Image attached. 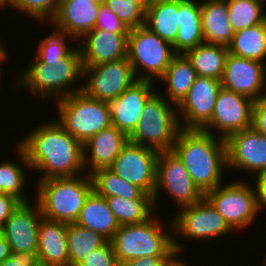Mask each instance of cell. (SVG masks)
I'll list each match as a JSON object with an SVG mask.
<instances>
[{
	"instance_id": "6da1fadb",
	"label": "cell",
	"mask_w": 266,
	"mask_h": 266,
	"mask_svg": "<svg viewBox=\"0 0 266 266\" xmlns=\"http://www.w3.org/2000/svg\"><path fill=\"white\" fill-rule=\"evenodd\" d=\"M19 140L31 172H43L37 181L86 174L83 144L56 120L43 121Z\"/></svg>"
},
{
	"instance_id": "7a4b0ae2",
	"label": "cell",
	"mask_w": 266,
	"mask_h": 266,
	"mask_svg": "<svg viewBox=\"0 0 266 266\" xmlns=\"http://www.w3.org/2000/svg\"><path fill=\"white\" fill-rule=\"evenodd\" d=\"M172 151L204 195L225 183L222 178L227 169L224 139L200 129H181Z\"/></svg>"
},
{
	"instance_id": "3957f363",
	"label": "cell",
	"mask_w": 266,
	"mask_h": 266,
	"mask_svg": "<svg viewBox=\"0 0 266 266\" xmlns=\"http://www.w3.org/2000/svg\"><path fill=\"white\" fill-rule=\"evenodd\" d=\"M30 60L21 75L14 78L13 89L24 88L23 91L31 92L42 103L50 97L57 101L82 90L83 66L79 47L57 66H49L36 56Z\"/></svg>"
},
{
	"instance_id": "277c9868",
	"label": "cell",
	"mask_w": 266,
	"mask_h": 266,
	"mask_svg": "<svg viewBox=\"0 0 266 266\" xmlns=\"http://www.w3.org/2000/svg\"><path fill=\"white\" fill-rule=\"evenodd\" d=\"M159 217L156 213L144 223L119 226L111 240L118 264L149 256L178 257L173 244L172 221L171 231H166Z\"/></svg>"
},
{
	"instance_id": "5b68a950",
	"label": "cell",
	"mask_w": 266,
	"mask_h": 266,
	"mask_svg": "<svg viewBox=\"0 0 266 266\" xmlns=\"http://www.w3.org/2000/svg\"><path fill=\"white\" fill-rule=\"evenodd\" d=\"M36 201L46 219L75 223L86 198L93 191L89 174L37 181Z\"/></svg>"
},
{
	"instance_id": "8992f818",
	"label": "cell",
	"mask_w": 266,
	"mask_h": 266,
	"mask_svg": "<svg viewBox=\"0 0 266 266\" xmlns=\"http://www.w3.org/2000/svg\"><path fill=\"white\" fill-rule=\"evenodd\" d=\"M181 130L176 105L158 90L148 99L129 141L157 151H171Z\"/></svg>"
},
{
	"instance_id": "52a82bcc",
	"label": "cell",
	"mask_w": 266,
	"mask_h": 266,
	"mask_svg": "<svg viewBox=\"0 0 266 266\" xmlns=\"http://www.w3.org/2000/svg\"><path fill=\"white\" fill-rule=\"evenodd\" d=\"M54 104L59 117L56 121L82 144L112 125L108 102L89 97L83 91L59 99Z\"/></svg>"
},
{
	"instance_id": "ba28073f",
	"label": "cell",
	"mask_w": 266,
	"mask_h": 266,
	"mask_svg": "<svg viewBox=\"0 0 266 266\" xmlns=\"http://www.w3.org/2000/svg\"><path fill=\"white\" fill-rule=\"evenodd\" d=\"M175 55L172 45L145 25L129 31L127 59L137 80H159Z\"/></svg>"
},
{
	"instance_id": "9c48e42d",
	"label": "cell",
	"mask_w": 266,
	"mask_h": 266,
	"mask_svg": "<svg viewBox=\"0 0 266 266\" xmlns=\"http://www.w3.org/2000/svg\"><path fill=\"white\" fill-rule=\"evenodd\" d=\"M172 217L173 219L170 221H172L173 226V244L179 256L182 255L181 252L185 248V245L179 241V237L184 238V240L190 238L194 241L205 240L207 242V239L209 241L210 239H218L233 232L224 218L205 197L196 204L180 208L175 217Z\"/></svg>"
},
{
	"instance_id": "30bf717a",
	"label": "cell",
	"mask_w": 266,
	"mask_h": 266,
	"mask_svg": "<svg viewBox=\"0 0 266 266\" xmlns=\"http://www.w3.org/2000/svg\"><path fill=\"white\" fill-rule=\"evenodd\" d=\"M249 183L245 180L232 181L204 195L233 231H242L253 225L260 213L255 186Z\"/></svg>"
},
{
	"instance_id": "8fae6325",
	"label": "cell",
	"mask_w": 266,
	"mask_h": 266,
	"mask_svg": "<svg viewBox=\"0 0 266 266\" xmlns=\"http://www.w3.org/2000/svg\"><path fill=\"white\" fill-rule=\"evenodd\" d=\"M160 190L173 198L176 207H186L196 204L204 198V194L193 182L191 175L178 156L171 151H160L157 160L156 185L153 199L156 211Z\"/></svg>"
},
{
	"instance_id": "7c38bea8",
	"label": "cell",
	"mask_w": 266,
	"mask_h": 266,
	"mask_svg": "<svg viewBox=\"0 0 266 266\" xmlns=\"http://www.w3.org/2000/svg\"><path fill=\"white\" fill-rule=\"evenodd\" d=\"M82 79L81 91L89 97L104 102L116 99L137 81L127 58L83 67Z\"/></svg>"
},
{
	"instance_id": "4fadbf2b",
	"label": "cell",
	"mask_w": 266,
	"mask_h": 266,
	"mask_svg": "<svg viewBox=\"0 0 266 266\" xmlns=\"http://www.w3.org/2000/svg\"><path fill=\"white\" fill-rule=\"evenodd\" d=\"M254 101L250 98L221 88L216 98L213 116L201 129L226 140L230 135L251 127ZM215 133V134H214Z\"/></svg>"
},
{
	"instance_id": "5bb4252c",
	"label": "cell",
	"mask_w": 266,
	"mask_h": 266,
	"mask_svg": "<svg viewBox=\"0 0 266 266\" xmlns=\"http://www.w3.org/2000/svg\"><path fill=\"white\" fill-rule=\"evenodd\" d=\"M159 151L128 141L109 168L128 183L153 196Z\"/></svg>"
},
{
	"instance_id": "9a60e30c",
	"label": "cell",
	"mask_w": 266,
	"mask_h": 266,
	"mask_svg": "<svg viewBox=\"0 0 266 266\" xmlns=\"http://www.w3.org/2000/svg\"><path fill=\"white\" fill-rule=\"evenodd\" d=\"M221 87L253 101L266 97V63L228 53Z\"/></svg>"
},
{
	"instance_id": "2e32d148",
	"label": "cell",
	"mask_w": 266,
	"mask_h": 266,
	"mask_svg": "<svg viewBox=\"0 0 266 266\" xmlns=\"http://www.w3.org/2000/svg\"><path fill=\"white\" fill-rule=\"evenodd\" d=\"M221 88L220 81L197 76L187 95L176 106L181 129L201 130L211 120Z\"/></svg>"
},
{
	"instance_id": "e0dca14e",
	"label": "cell",
	"mask_w": 266,
	"mask_h": 266,
	"mask_svg": "<svg viewBox=\"0 0 266 266\" xmlns=\"http://www.w3.org/2000/svg\"><path fill=\"white\" fill-rule=\"evenodd\" d=\"M227 170L254 174L266 172V137L252 127L230 135L226 140Z\"/></svg>"
},
{
	"instance_id": "ac0fdd59",
	"label": "cell",
	"mask_w": 266,
	"mask_h": 266,
	"mask_svg": "<svg viewBox=\"0 0 266 266\" xmlns=\"http://www.w3.org/2000/svg\"><path fill=\"white\" fill-rule=\"evenodd\" d=\"M34 203L35 206L32 201L21 202L0 229L11 253L37 254L39 223L43 216L38 202Z\"/></svg>"
},
{
	"instance_id": "d6986e66",
	"label": "cell",
	"mask_w": 266,
	"mask_h": 266,
	"mask_svg": "<svg viewBox=\"0 0 266 266\" xmlns=\"http://www.w3.org/2000/svg\"><path fill=\"white\" fill-rule=\"evenodd\" d=\"M154 83L149 80H137L123 94L108 102L112 126L128 137L134 132L142 118L144 105L157 91Z\"/></svg>"
},
{
	"instance_id": "ffe728a7",
	"label": "cell",
	"mask_w": 266,
	"mask_h": 266,
	"mask_svg": "<svg viewBox=\"0 0 266 266\" xmlns=\"http://www.w3.org/2000/svg\"><path fill=\"white\" fill-rule=\"evenodd\" d=\"M128 35L129 33H111L100 29L87 32L80 39L84 44L77 42L81 51L82 66L91 67L127 58Z\"/></svg>"
},
{
	"instance_id": "44dd1931",
	"label": "cell",
	"mask_w": 266,
	"mask_h": 266,
	"mask_svg": "<svg viewBox=\"0 0 266 266\" xmlns=\"http://www.w3.org/2000/svg\"><path fill=\"white\" fill-rule=\"evenodd\" d=\"M128 141L129 137L112 125L96 133L83 144L86 173L109 169Z\"/></svg>"
},
{
	"instance_id": "7402d4cb",
	"label": "cell",
	"mask_w": 266,
	"mask_h": 266,
	"mask_svg": "<svg viewBox=\"0 0 266 266\" xmlns=\"http://www.w3.org/2000/svg\"><path fill=\"white\" fill-rule=\"evenodd\" d=\"M100 3L90 1H60L59 9L50 23L54 29L74 37L78 42L95 29Z\"/></svg>"
},
{
	"instance_id": "603a6c76",
	"label": "cell",
	"mask_w": 266,
	"mask_h": 266,
	"mask_svg": "<svg viewBox=\"0 0 266 266\" xmlns=\"http://www.w3.org/2000/svg\"><path fill=\"white\" fill-rule=\"evenodd\" d=\"M66 228V223L41 218L37 247L40 266H69Z\"/></svg>"
},
{
	"instance_id": "cb8c5ba5",
	"label": "cell",
	"mask_w": 266,
	"mask_h": 266,
	"mask_svg": "<svg viewBox=\"0 0 266 266\" xmlns=\"http://www.w3.org/2000/svg\"><path fill=\"white\" fill-rule=\"evenodd\" d=\"M205 43L228 47L234 36L226 0H200Z\"/></svg>"
},
{
	"instance_id": "d4e9b609",
	"label": "cell",
	"mask_w": 266,
	"mask_h": 266,
	"mask_svg": "<svg viewBox=\"0 0 266 266\" xmlns=\"http://www.w3.org/2000/svg\"><path fill=\"white\" fill-rule=\"evenodd\" d=\"M201 22V4L196 0H179V29L172 48L176 54L204 43Z\"/></svg>"
},
{
	"instance_id": "484cf974",
	"label": "cell",
	"mask_w": 266,
	"mask_h": 266,
	"mask_svg": "<svg viewBox=\"0 0 266 266\" xmlns=\"http://www.w3.org/2000/svg\"><path fill=\"white\" fill-rule=\"evenodd\" d=\"M75 223L83 228L90 229L107 241H111L119 224L114 213L108 206L105 197L92 191L86 198L78 219Z\"/></svg>"
},
{
	"instance_id": "4316f807",
	"label": "cell",
	"mask_w": 266,
	"mask_h": 266,
	"mask_svg": "<svg viewBox=\"0 0 266 266\" xmlns=\"http://www.w3.org/2000/svg\"><path fill=\"white\" fill-rule=\"evenodd\" d=\"M197 76L187 56L185 54H176L164 75L159 79L160 82L163 81L164 86H167L161 95L168 102L177 106L187 95Z\"/></svg>"
},
{
	"instance_id": "83f0119b",
	"label": "cell",
	"mask_w": 266,
	"mask_h": 266,
	"mask_svg": "<svg viewBox=\"0 0 266 266\" xmlns=\"http://www.w3.org/2000/svg\"><path fill=\"white\" fill-rule=\"evenodd\" d=\"M145 26L172 45L179 29V0L151 4L146 10Z\"/></svg>"
},
{
	"instance_id": "f1b7e54d",
	"label": "cell",
	"mask_w": 266,
	"mask_h": 266,
	"mask_svg": "<svg viewBox=\"0 0 266 266\" xmlns=\"http://www.w3.org/2000/svg\"><path fill=\"white\" fill-rule=\"evenodd\" d=\"M228 53L226 46L204 42L196 48L188 50L185 55L191 61L198 76L220 81Z\"/></svg>"
},
{
	"instance_id": "f546056e",
	"label": "cell",
	"mask_w": 266,
	"mask_h": 266,
	"mask_svg": "<svg viewBox=\"0 0 266 266\" xmlns=\"http://www.w3.org/2000/svg\"><path fill=\"white\" fill-rule=\"evenodd\" d=\"M15 145L18 163L8 159L0 162V193L13 195L21 202H28L29 199L25 197L26 191L24 190L26 182L29 181L26 180L25 174L31 169L24 150L18 144Z\"/></svg>"
},
{
	"instance_id": "4dcf8cb0",
	"label": "cell",
	"mask_w": 266,
	"mask_h": 266,
	"mask_svg": "<svg viewBox=\"0 0 266 266\" xmlns=\"http://www.w3.org/2000/svg\"><path fill=\"white\" fill-rule=\"evenodd\" d=\"M93 191L102 197H122L124 199H153L140 187L128 183L110 169H99L90 174Z\"/></svg>"
},
{
	"instance_id": "1f68e13d",
	"label": "cell",
	"mask_w": 266,
	"mask_h": 266,
	"mask_svg": "<svg viewBox=\"0 0 266 266\" xmlns=\"http://www.w3.org/2000/svg\"><path fill=\"white\" fill-rule=\"evenodd\" d=\"M228 52L238 57L253 59L265 63L266 21L235 32L232 41L228 46Z\"/></svg>"
},
{
	"instance_id": "d6a6232c",
	"label": "cell",
	"mask_w": 266,
	"mask_h": 266,
	"mask_svg": "<svg viewBox=\"0 0 266 266\" xmlns=\"http://www.w3.org/2000/svg\"><path fill=\"white\" fill-rule=\"evenodd\" d=\"M114 213L119 226L144 223L156 212L154 199H124L122 197H105Z\"/></svg>"
},
{
	"instance_id": "836d02e7",
	"label": "cell",
	"mask_w": 266,
	"mask_h": 266,
	"mask_svg": "<svg viewBox=\"0 0 266 266\" xmlns=\"http://www.w3.org/2000/svg\"><path fill=\"white\" fill-rule=\"evenodd\" d=\"M66 239L69 266H79L87 255L107 241L100 234L76 223L67 224Z\"/></svg>"
},
{
	"instance_id": "e575fe53",
	"label": "cell",
	"mask_w": 266,
	"mask_h": 266,
	"mask_svg": "<svg viewBox=\"0 0 266 266\" xmlns=\"http://www.w3.org/2000/svg\"><path fill=\"white\" fill-rule=\"evenodd\" d=\"M231 26L234 32L264 23L266 8L260 0H226Z\"/></svg>"
},
{
	"instance_id": "d590c367",
	"label": "cell",
	"mask_w": 266,
	"mask_h": 266,
	"mask_svg": "<svg viewBox=\"0 0 266 266\" xmlns=\"http://www.w3.org/2000/svg\"><path fill=\"white\" fill-rule=\"evenodd\" d=\"M49 35V36H48ZM46 37L38 42L36 57L49 66H57L62 59L68 57L78 45L66 42V38H70L71 42L77 40L66 33L53 30ZM70 44V46H67Z\"/></svg>"
},
{
	"instance_id": "8d00e7d4",
	"label": "cell",
	"mask_w": 266,
	"mask_h": 266,
	"mask_svg": "<svg viewBox=\"0 0 266 266\" xmlns=\"http://www.w3.org/2000/svg\"><path fill=\"white\" fill-rule=\"evenodd\" d=\"M60 0H10L12 9L40 22H50L59 9Z\"/></svg>"
},
{
	"instance_id": "74e56055",
	"label": "cell",
	"mask_w": 266,
	"mask_h": 266,
	"mask_svg": "<svg viewBox=\"0 0 266 266\" xmlns=\"http://www.w3.org/2000/svg\"><path fill=\"white\" fill-rule=\"evenodd\" d=\"M103 3L131 30L145 25L146 11L131 0H104Z\"/></svg>"
},
{
	"instance_id": "f35d334b",
	"label": "cell",
	"mask_w": 266,
	"mask_h": 266,
	"mask_svg": "<svg viewBox=\"0 0 266 266\" xmlns=\"http://www.w3.org/2000/svg\"><path fill=\"white\" fill-rule=\"evenodd\" d=\"M79 266H119L111 241L92 251Z\"/></svg>"
},
{
	"instance_id": "ab89813d",
	"label": "cell",
	"mask_w": 266,
	"mask_h": 266,
	"mask_svg": "<svg viewBox=\"0 0 266 266\" xmlns=\"http://www.w3.org/2000/svg\"><path fill=\"white\" fill-rule=\"evenodd\" d=\"M95 29L111 33H129L130 31L103 2L100 3Z\"/></svg>"
},
{
	"instance_id": "60d3db41",
	"label": "cell",
	"mask_w": 266,
	"mask_h": 266,
	"mask_svg": "<svg viewBox=\"0 0 266 266\" xmlns=\"http://www.w3.org/2000/svg\"><path fill=\"white\" fill-rule=\"evenodd\" d=\"M251 127L266 137V97L254 101Z\"/></svg>"
},
{
	"instance_id": "b9f144b4",
	"label": "cell",
	"mask_w": 266,
	"mask_h": 266,
	"mask_svg": "<svg viewBox=\"0 0 266 266\" xmlns=\"http://www.w3.org/2000/svg\"><path fill=\"white\" fill-rule=\"evenodd\" d=\"M20 204L21 201L15 196L0 193V229Z\"/></svg>"
},
{
	"instance_id": "7bdbcfd3",
	"label": "cell",
	"mask_w": 266,
	"mask_h": 266,
	"mask_svg": "<svg viewBox=\"0 0 266 266\" xmlns=\"http://www.w3.org/2000/svg\"><path fill=\"white\" fill-rule=\"evenodd\" d=\"M178 257H141L123 262L119 266H171Z\"/></svg>"
},
{
	"instance_id": "ee69618b",
	"label": "cell",
	"mask_w": 266,
	"mask_h": 266,
	"mask_svg": "<svg viewBox=\"0 0 266 266\" xmlns=\"http://www.w3.org/2000/svg\"><path fill=\"white\" fill-rule=\"evenodd\" d=\"M0 266H40L37 254L11 253Z\"/></svg>"
},
{
	"instance_id": "f6af8a7d",
	"label": "cell",
	"mask_w": 266,
	"mask_h": 266,
	"mask_svg": "<svg viewBox=\"0 0 266 266\" xmlns=\"http://www.w3.org/2000/svg\"><path fill=\"white\" fill-rule=\"evenodd\" d=\"M254 186L257 194V203L260 212L266 208V172L254 177Z\"/></svg>"
},
{
	"instance_id": "bcb514c9",
	"label": "cell",
	"mask_w": 266,
	"mask_h": 266,
	"mask_svg": "<svg viewBox=\"0 0 266 266\" xmlns=\"http://www.w3.org/2000/svg\"><path fill=\"white\" fill-rule=\"evenodd\" d=\"M11 255V250L8 242L4 236L0 233V263Z\"/></svg>"
},
{
	"instance_id": "7dc6e473",
	"label": "cell",
	"mask_w": 266,
	"mask_h": 266,
	"mask_svg": "<svg viewBox=\"0 0 266 266\" xmlns=\"http://www.w3.org/2000/svg\"><path fill=\"white\" fill-rule=\"evenodd\" d=\"M5 50H7L6 48H4L1 52H0V81L2 80V76L4 75V71H3V69L1 68L2 66V64H3V62H5V60L6 59H8L7 58V56H8V54H7V52L5 51ZM0 84H2L1 82H0ZM2 85H0V87H1ZM1 89V88H0Z\"/></svg>"
},
{
	"instance_id": "c3c4849f",
	"label": "cell",
	"mask_w": 266,
	"mask_h": 266,
	"mask_svg": "<svg viewBox=\"0 0 266 266\" xmlns=\"http://www.w3.org/2000/svg\"><path fill=\"white\" fill-rule=\"evenodd\" d=\"M131 1L140 5L145 11L151 5V0H131Z\"/></svg>"
},
{
	"instance_id": "681fc988",
	"label": "cell",
	"mask_w": 266,
	"mask_h": 266,
	"mask_svg": "<svg viewBox=\"0 0 266 266\" xmlns=\"http://www.w3.org/2000/svg\"><path fill=\"white\" fill-rule=\"evenodd\" d=\"M171 266H189L187 262L178 257Z\"/></svg>"
},
{
	"instance_id": "f907efd6",
	"label": "cell",
	"mask_w": 266,
	"mask_h": 266,
	"mask_svg": "<svg viewBox=\"0 0 266 266\" xmlns=\"http://www.w3.org/2000/svg\"><path fill=\"white\" fill-rule=\"evenodd\" d=\"M7 6H10V0H0V9H6Z\"/></svg>"
},
{
	"instance_id": "816d5d0a",
	"label": "cell",
	"mask_w": 266,
	"mask_h": 266,
	"mask_svg": "<svg viewBox=\"0 0 266 266\" xmlns=\"http://www.w3.org/2000/svg\"><path fill=\"white\" fill-rule=\"evenodd\" d=\"M60 1H90L92 3H102L104 0H60Z\"/></svg>"
},
{
	"instance_id": "f5cc1de1",
	"label": "cell",
	"mask_w": 266,
	"mask_h": 266,
	"mask_svg": "<svg viewBox=\"0 0 266 266\" xmlns=\"http://www.w3.org/2000/svg\"><path fill=\"white\" fill-rule=\"evenodd\" d=\"M4 47L6 46L3 45V42H1V39H0V52L4 49Z\"/></svg>"
},
{
	"instance_id": "db71d44e",
	"label": "cell",
	"mask_w": 266,
	"mask_h": 266,
	"mask_svg": "<svg viewBox=\"0 0 266 266\" xmlns=\"http://www.w3.org/2000/svg\"><path fill=\"white\" fill-rule=\"evenodd\" d=\"M160 1H169V0H151V4L156 3V2H160Z\"/></svg>"
}]
</instances>
